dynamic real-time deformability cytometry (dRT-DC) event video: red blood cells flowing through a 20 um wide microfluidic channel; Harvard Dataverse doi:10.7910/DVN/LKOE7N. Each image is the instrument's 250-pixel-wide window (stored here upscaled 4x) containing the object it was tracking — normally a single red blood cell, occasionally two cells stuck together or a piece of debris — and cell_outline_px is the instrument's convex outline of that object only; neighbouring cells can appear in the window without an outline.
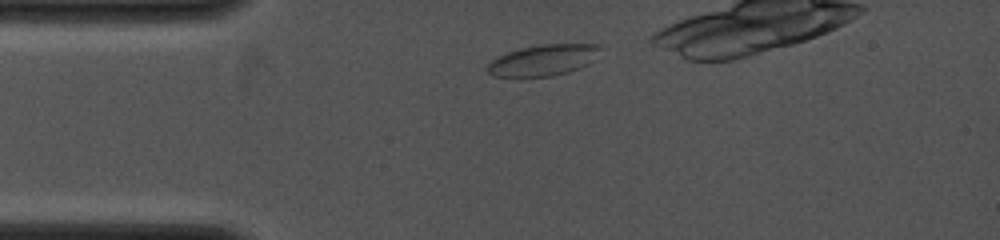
{"species": "common noctule bat (a hibernating species)", "species_latin": "Nyctalus noctula", "temperature_condition": "cold", "stored_images_in_passage": 15, "camera_frame_rate_fps": 4000, "um_per_image_px": 0.085, "animal": {"sex": "female", "body_mass_g": 19.0, "forearm_length_mm": 53.3}, "frame": {"image": 1, "passage_image": 3, "time_ms": 0.5, "image_size_px": [1000, 240], "cell_outline_px": [[604, 48], [588, 64], [580, 68], [568, 72], [548, 76], [496, 76], [488, 72], [484, 68], [492, 60], [508, 52], [520, 48], [544, 44], [600, 44]], "centroid_in_image_um": [46.22, 5.1], "position_along_channel_um": 38.8, "area_um2": 20.29}}
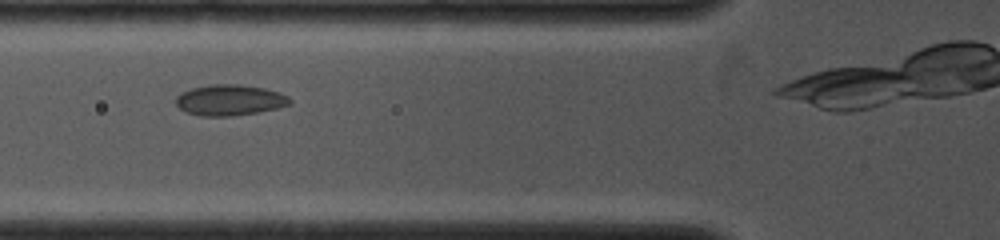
{"frame": {"image": 2, "passage_image": 11, "time_ms": 2.5, "image_size_px": [1000, 240], "cell_outline_px": [[292, 104], [276, 108], [256, 112], [232, 116], [200, 116], [184, 112], [176, 104], [176, 96], [180, 92], [192, 88], [212, 84], [240, 84], [264, 88], [280, 92], [288, 96], [292, 100]], "centroid_in_image_um": [19.52, 8.5], "position_along_channel_um": 106.3, "area_um2": 20.63}}
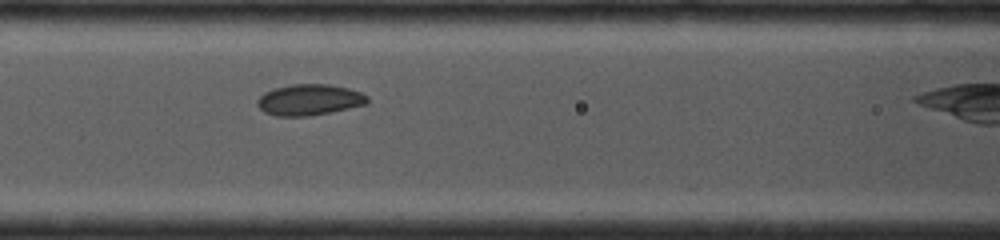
{"frame": {"image": 3, "passage_image": 14, "time_ms": 3.25, "image_size_px": [1000, 240], "cell_outline_px": [[368, 104], [308, 116], [276, 116], [264, 112], [256, 104], [256, 100], [264, 92], [276, 88], [292, 84], [328, 84], [348, 88], [360, 92], [368, 96]], "centroid_in_image_um": [26.28, 8.48], "position_along_channel_um": 140.3, "area_um2": 19.83}}